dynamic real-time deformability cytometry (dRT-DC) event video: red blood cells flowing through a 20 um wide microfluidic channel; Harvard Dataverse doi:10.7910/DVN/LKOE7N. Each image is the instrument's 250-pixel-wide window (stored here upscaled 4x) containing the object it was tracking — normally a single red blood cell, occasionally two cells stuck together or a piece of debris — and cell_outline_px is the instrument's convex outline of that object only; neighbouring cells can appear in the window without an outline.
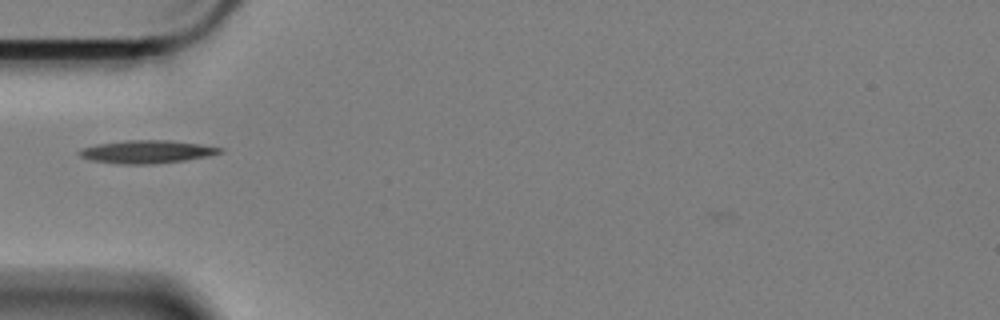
{"species": "Egyptian fruit bat (a non-hibernating species)", "species_latin": "Rousettus aegyptiacus", "temperature_condition": "cold", "stored_images_in_passage": 43, "camera_frame_rate_fps": 3000, "um_per_image_px": 0.085, "animal": {"sex": "female"}, "frame": {"image": 1, "passage_image": 3, "time_ms": 0.667, "image_size_px": [1000, 320], "cell_outline_px": [[224, 152], [208, 156], [184, 160], [152, 164], [120, 164], [92, 160], [80, 156], [76, 152], [84, 148], [96, 144], [124, 140], [172, 140], [200, 144], [224, 148]], "centroid_in_image_um": [12.5, 12.89], "position_along_channel_um": 72.5, "area_um2": 18.84}}
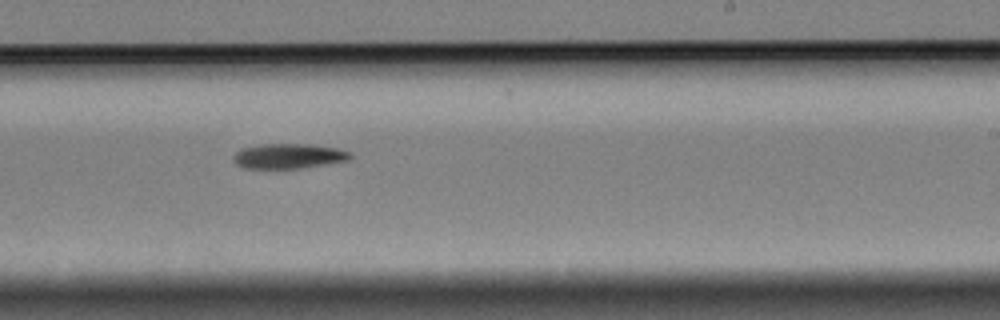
{"frame": {"image": 2, "passage_image": 20, "time_ms": 6.333, "image_size_px": [1000, 320], "cell_outline_px": [[352, 156], [348, 160], [300, 168], [244, 168], [236, 164], [232, 160], [232, 156], [240, 148], [260, 144], [312, 144], [340, 148], [352, 152]], "centroid_in_image_um": [24.52, 13.25], "position_along_channel_um": 264.5, "area_um2": 17.17}}
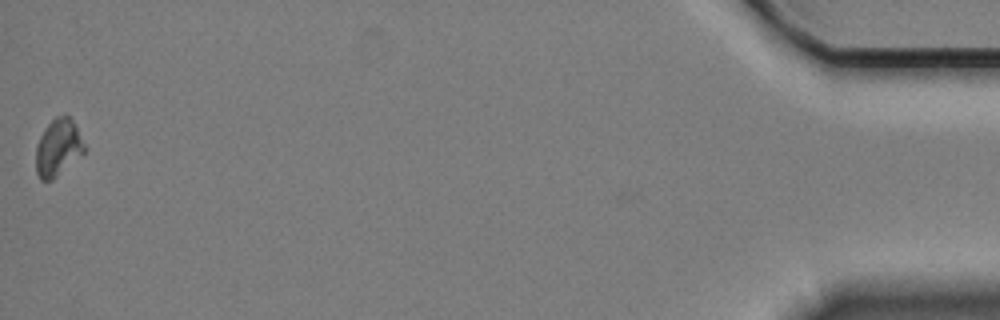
{"frame": {"image": 3, "passage_image": 43, "time_ms": 14.0, "image_size_px": [1000, 320], "cell_outline_px": [[84, 152], [52, 180], [40, 180], [36, 172], [36, 148], [40, 136], [44, 128], [56, 116], [68, 116], [72, 120], [84, 144]], "centroid_in_image_um": [4.9, 12.56], "position_along_channel_um": 430.3, "area_um2": 15.66}, "authors_computed_cell_mechanics": {"area_um2": 16.762, "velocity_mm_per_s": 3.3704, "shape_relaxation_time_tau1_ms": 10.7551, "shape_relaxation_time_tau2_ms": null, "deformation_change_tau1": 0.1385, "deformation_change_tau2": null}}